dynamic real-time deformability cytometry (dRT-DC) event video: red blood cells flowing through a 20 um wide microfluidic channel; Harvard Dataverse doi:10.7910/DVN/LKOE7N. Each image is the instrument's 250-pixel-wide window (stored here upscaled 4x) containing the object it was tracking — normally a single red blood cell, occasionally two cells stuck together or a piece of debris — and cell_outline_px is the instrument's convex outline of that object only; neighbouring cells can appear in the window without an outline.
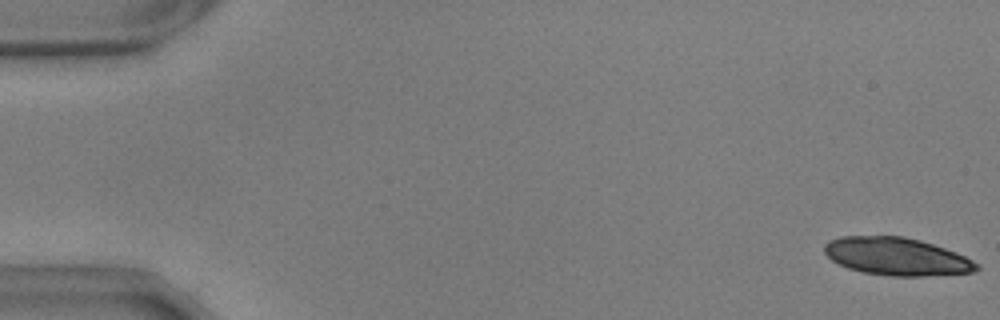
{"species": "common noctule bat (a hibernating species)", "species_latin": "Nyctalus noctula", "temperature_condition": "warm", "stored_images_in_passage": 21, "camera_frame_rate_fps": 3000, "um_per_image_px": 0.085, "animal": {"sex": "male", "body_mass_g": 17.9, "forearm_length_mm": 54.2}, "frame": {"image": 1, "passage_image": 1, "time_ms": 0.0, "image_size_px": [1000, 320], "cell_outline_px": [[980, 268], [972, 272], [920, 276], [888, 276], [860, 272], [848, 268], [832, 260], [824, 252], [824, 244], [828, 240], [840, 236], [904, 236], [920, 240], [956, 252], [980, 264]], "centroid_in_image_um": [76.19, 21.8], "position_along_channel_um": 8.8, "area_um2": 33.52}}